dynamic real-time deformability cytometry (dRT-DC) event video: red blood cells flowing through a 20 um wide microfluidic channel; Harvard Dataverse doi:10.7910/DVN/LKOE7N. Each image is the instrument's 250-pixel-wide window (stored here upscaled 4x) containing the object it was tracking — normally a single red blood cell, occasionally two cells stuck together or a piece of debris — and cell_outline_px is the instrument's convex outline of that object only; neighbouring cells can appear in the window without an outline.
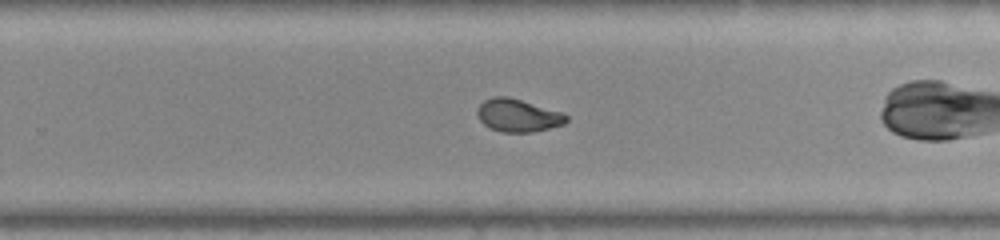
{"species": "common noctule bat (a hibernating species)", "species_latin": "Nyctalus noctula", "temperature_condition": "warm", "stored_images_in_passage": 48, "camera_frame_rate_fps": 3000, "um_per_image_px": 0.085, "animal": {"sex": "female", "body_mass_g": 22.0, "forearm_length_mm": 56.7}, "frame": {"image": 1, "passage_image": 28, "time_ms": 9.0, "image_size_px": [1000, 240], "cell_outline_px": [[568, 120], [564, 124], [532, 132], [500, 132], [484, 124], [476, 116], [476, 112], [480, 104], [484, 100], [492, 96], [508, 96], [560, 112], [568, 116]], "centroid_in_image_um": [43.98, 9.8], "position_along_channel_um": 285.8, "area_um2": 16.88}, "authors_computed_cell_mechanics": {"area_um2": 17.9469, "velocity_mm_per_s": 3.9835, "shape_relaxation_time_tau1_ms": null, "shape_relaxation_time_tau2_ms": 0.8973, "deformation_change_tau1": null, "deformation_change_tau2": 0.06}}